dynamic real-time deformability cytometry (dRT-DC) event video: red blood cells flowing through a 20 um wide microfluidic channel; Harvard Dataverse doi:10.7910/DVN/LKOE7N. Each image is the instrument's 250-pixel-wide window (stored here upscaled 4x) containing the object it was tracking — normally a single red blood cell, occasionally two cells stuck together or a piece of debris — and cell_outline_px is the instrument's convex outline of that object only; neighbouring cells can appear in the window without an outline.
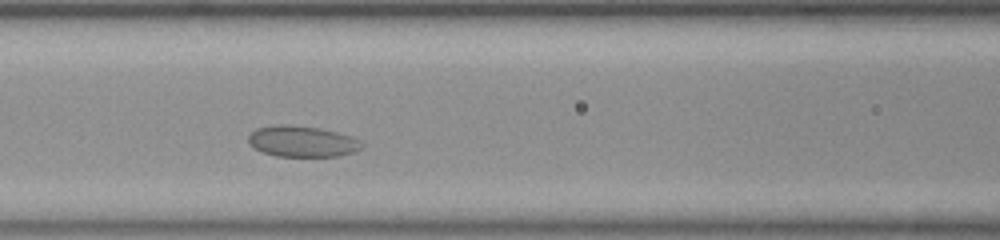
{"species": "common noctule bat (a hibernating species)", "species_latin": "Nyctalus noctula", "temperature_condition": "room temperature", "stored_images_in_passage": 18, "camera_frame_rate_fps": 3000, "um_per_image_px": 0.085, "animal": {"sex": "female", "body_mass_g": 23.0, "forearm_length_mm": 53.4}, "frame": {"image": 1, "passage_image": 11, "time_ms": 3.333, "image_size_px": [1000, 240], "cell_outline_px": [[364, 148], [352, 152], [336, 156], [276, 156], [264, 152], [248, 144], [248, 136], [256, 128], [276, 124], [284, 124], [320, 128], [352, 136], [360, 140], [364, 144]], "centroid_in_image_um": [25.69, 12.01], "position_along_channel_um": 140.9, "area_um2": 20.52}}